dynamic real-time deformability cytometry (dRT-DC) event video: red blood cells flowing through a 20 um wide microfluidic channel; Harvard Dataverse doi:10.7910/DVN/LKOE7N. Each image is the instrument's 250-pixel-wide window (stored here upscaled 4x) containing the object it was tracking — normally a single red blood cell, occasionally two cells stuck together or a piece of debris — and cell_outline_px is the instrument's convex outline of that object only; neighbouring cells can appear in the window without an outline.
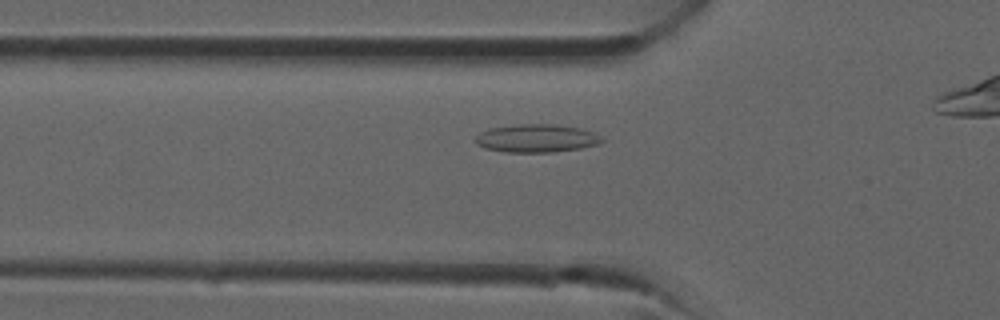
{"species": "common noctule bat (a hibernating species)", "species_latin": "Nyctalus noctula", "temperature_condition": "room temperature", "stored_images_in_passage": 24, "camera_frame_rate_fps": 3000, "um_per_image_px": 0.085, "animal": {"sex": "male", "forearm_length_mm": 52.5}, "frame": {"image": 1, "passage_image": 6, "time_ms": 1.667, "image_size_px": [1000, 320], "cell_outline_px": [[604, 140], [600, 144], [580, 148], [552, 152], [504, 152], [484, 148], [476, 144], [472, 140], [480, 132], [488, 128], [520, 124], [556, 124], [580, 128], [592, 132], [600, 136]], "centroid_in_image_um": [45.56, 11.75], "position_along_channel_um": 80.2, "area_um2": 20.87}}
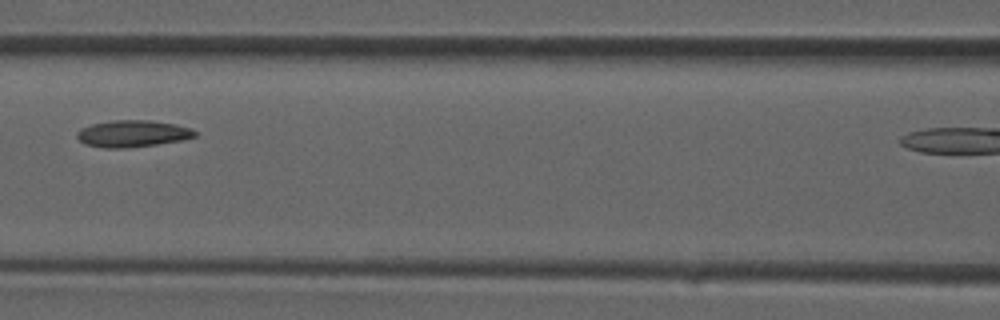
{"frame": {"image": 2, "passage_image": 10, "time_ms": 3.0, "image_size_px": [1000, 320], "cell_outline_px": [[196, 136], [180, 140], [156, 144], [124, 148], [104, 148], [84, 144], [76, 136], [76, 132], [80, 128], [92, 124], [112, 120], [148, 120], [176, 124], [192, 128], [196, 132]], "centroid_in_image_um": [11.24, 11.35], "position_along_channel_um": 155.4, "area_um2": 18.38}}
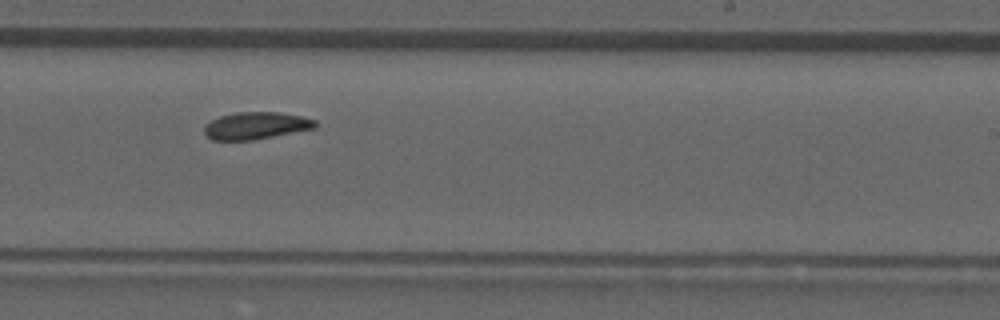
{"frame": {"image": 3, "passage_image": 16, "time_ms": 5.0, "image_size_px": [1000, 320], "cell_outline_px": [[320, 124], [316, 128], [252, 140], [212, 140], [204, 132], [204, 128], [212, 120], [220, 116], [236, 112], [280, 112], [304, 116], [316, 120]], "centroid_in_image_um": [21.83, 10.67], "position_along_channel_um": 267.2, "area_um2": 17.63}}